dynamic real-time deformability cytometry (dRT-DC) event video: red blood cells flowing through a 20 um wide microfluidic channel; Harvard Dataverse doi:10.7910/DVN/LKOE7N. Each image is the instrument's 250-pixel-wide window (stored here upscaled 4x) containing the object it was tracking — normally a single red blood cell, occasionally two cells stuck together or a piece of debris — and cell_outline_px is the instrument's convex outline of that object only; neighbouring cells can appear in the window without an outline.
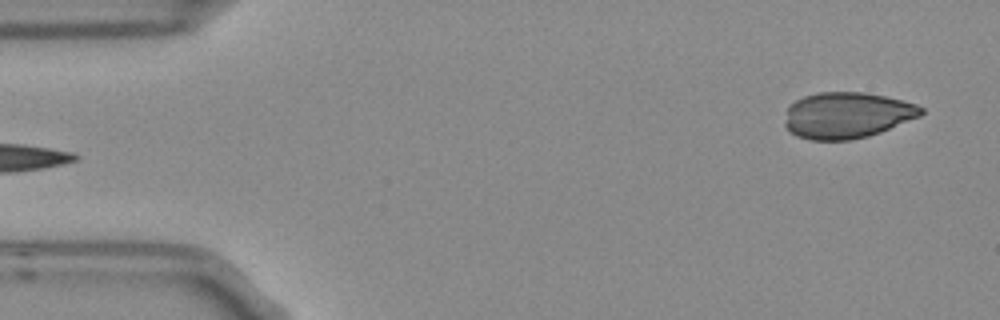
{"species": "Egyptian fruit bat (a non-hibernating species)", "species_latin": "Rousettus aegyptiacus", "temperature_condition": "room temperature", "stored_images_in_passage": 4, "segment_of_instrument_passage": [2, 2], "camera_frame_rate_fps": 3000, "um_per_image_px": 0.085, "frame": {"image": 1, "passage_image": 4, "time_ms": 1.0, "image_size_px": [1000, 320], "cell_outline_px": [[924, 112], [920, 116], [880, 132], [868, 136], [852, 140], [812, 140], [796, 136], [784, 124], [788, 108], [796, 100], [804, 96], [820, 92], [864, 92], [884, 96], [916, 104], [924, 108]], "centroid_in_image_um": [72.0, 9.8], "position_along_channel_um": 13.0, "area_um2": 36.41}}